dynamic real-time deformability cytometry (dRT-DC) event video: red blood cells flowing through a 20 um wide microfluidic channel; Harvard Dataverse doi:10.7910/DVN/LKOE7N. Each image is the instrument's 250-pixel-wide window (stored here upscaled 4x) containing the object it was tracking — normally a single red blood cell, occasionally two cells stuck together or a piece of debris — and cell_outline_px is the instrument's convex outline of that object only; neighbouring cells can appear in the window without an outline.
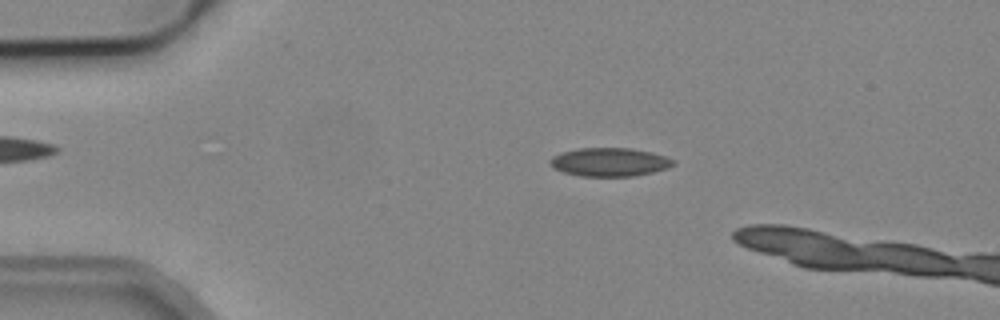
{"species": "common noctule bat (a hibernating species)", "species_latin": "Nyctalus noctula", "temperature_condition": "cold", "stored_images_in_passage": 4, "camera_frame_rate_fps": 3000, "um_per_image_px": 0.085, "animal": {"sex": "male", "body_mass_g": 19.2, "forearm_length_mm": 51.8}, "frame": {"image": 1, "passage_image": 2, "time_ms": 1.333, "image_size_px": [1000, 320], "cell_outline_px": [[676, 164], [668, 168], [652, 172], [632, 176], [580, 176], [564, 172], [552, 168], [548, 164], [548, 160], [552, 156], [560, 152], [580, 148], [628, 148], [652, 152], [676, 160]], "centroid_in_image_um": [51.78, 13.77], "position_along_channel_um": 33.2, "area_um2": 20.63}}